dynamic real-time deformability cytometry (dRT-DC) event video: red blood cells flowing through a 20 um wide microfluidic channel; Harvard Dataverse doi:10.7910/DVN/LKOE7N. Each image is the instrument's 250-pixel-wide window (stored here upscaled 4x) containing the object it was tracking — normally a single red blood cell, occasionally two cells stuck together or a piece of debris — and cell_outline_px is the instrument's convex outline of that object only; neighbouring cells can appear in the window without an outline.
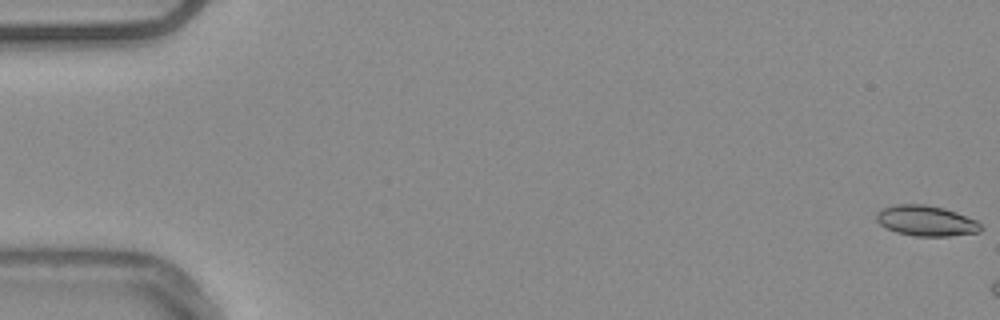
{"species": "common noctule bat (a hibernating species)", "species_latin": "Nyctalus noctula", "temperature_condition": "warm", "stored_images_in_passage": 15, "camera_frame_rate_fps": 3000, "um_per_image_px": 0.085, "animal": {"sex": "male", "body_mass_g": 20.4}, "frame": {"image": 1, "passage_image": 1, "time_ms": 0.0, "image_size_px": [1000, 320], "cell_outline_px": [[984, 228], [980, 232], [948, 236], [916, 236], [896, 232], [880, 224], [876, 220], [876, 212], [884, 208], [896, 204], [924, 204], [944, 208], [956, 212], [976, 220]], "centroid_in_image_um": [78.73, 18.76], "position_along_channel_um": 6.3, "area_um2": 18.5}}